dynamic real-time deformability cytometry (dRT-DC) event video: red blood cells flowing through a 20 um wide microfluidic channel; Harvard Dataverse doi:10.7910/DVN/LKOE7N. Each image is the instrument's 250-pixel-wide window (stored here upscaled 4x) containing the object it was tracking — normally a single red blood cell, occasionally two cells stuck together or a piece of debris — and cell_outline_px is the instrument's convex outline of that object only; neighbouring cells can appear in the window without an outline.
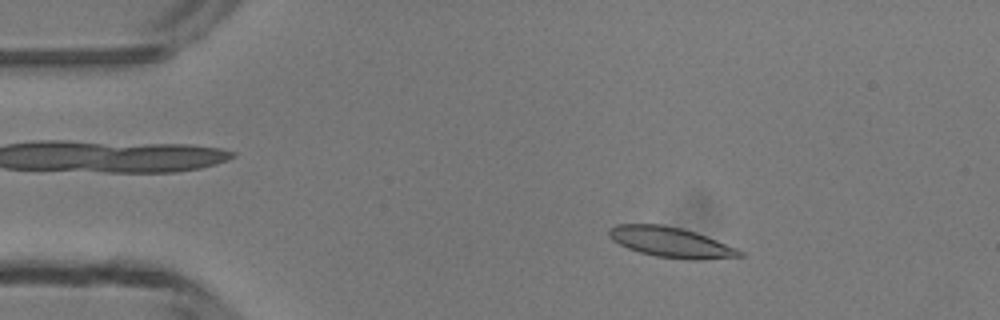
{"species": "common noctule bat (a hibernating species)", "species_latin": "Nyctalus noctula", "temperature_condition": "room temperature", "stored_images_in_passage": 42, "camera_frame_rate_fps": 3000, "um_per_image_px": 0.085, "animal": {"sex": "male", "body_mass_g": 13.3}, "frame": {"image": 1, "passage_image": 2, "time_ms": 0.333, "image_size_px": [1000, 320], "cell_outline_px": [[744, 256], [704, 260], [684, 260], [656, 256], [640, 252], [628, 248], [612, 240], [608, 236], [608, 228], [616, 224], [664, 224], [696, 232], [708, 236], [736, 248], [744, 252]], "centroid_in_image_um": [57.03, 20.59], "position_along_channel_um": 28.0, "area_um2": 23.29}}
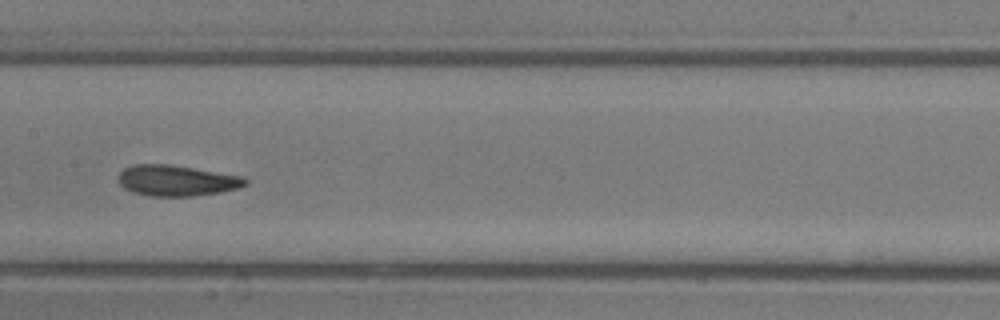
{"frame": {"image": 2, "passage_image": 18, "time_ms": 5.667, "image_size_px": [1000, 320], "cell_outline_px": [[248, 184], [240, 188], [220, 192], [192, 196], [148, 196], [132, 192], [124, 188], [120, 184], [120, 172], [124, 168], [132, 164], [168, 164], [244, 176], [248, 180]], "centroid_in_image_um": [15.05, 15.35], "position_along_channel_um": 192.4, "area_um2": 22.89}}
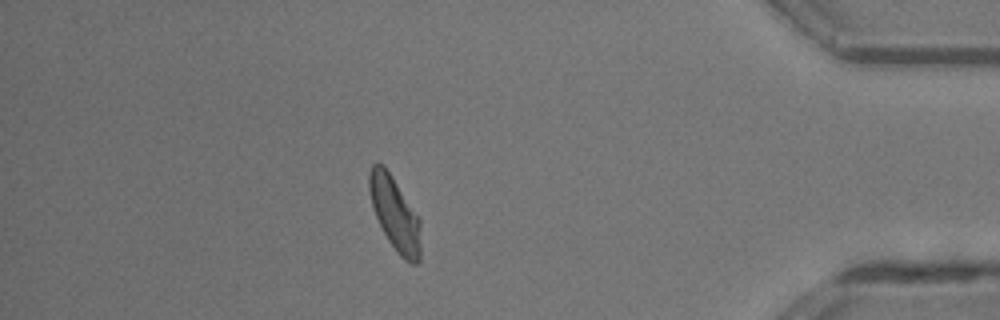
{"frame": {"image": 3, "passage_image": 36, "time_ms": 11.667, "image_size_px": [1000, 320], "cell_outline_px": [[420, 260], [416, 264], [412, 264], [404, 260], [396, 252], [388, 240], [372, 208], [368, 188], [368, 176], [372, 164], [384, 164], [420, 220]], "centroid_in_image_um": [33.55, 18.18], "position_along_channel_um": 401.7, "area_um2": 21.91}, "authors_computed_cell_mechanics": {"area_um2": 22.5709, "velocity_mm_per_s": 4.237, "shape_relaxation_time_tau1_ms": 4.9285, "shape_relaxation_time_tau2_ms": 2.1674, "deformation_change_tau1": 0.1507, "deformation_change_tau2": 0.0862}}